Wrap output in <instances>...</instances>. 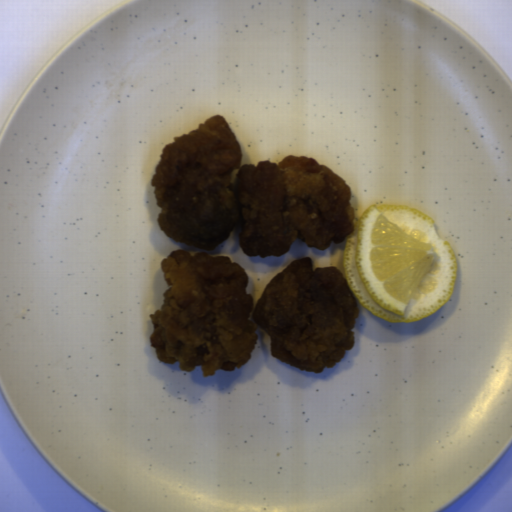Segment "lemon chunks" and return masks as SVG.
Here are the masks:
<instances>
[{"label":"lemon chunks","mask_w":512,"mask_h":512,"mask_svg":"<svg viewBox=\"0 0 512 512\" xmlns=\"http://www.w3.org/2000/svg\"><path fill=\"white\" fill-rule=\"evenodd\" d=\"M345 238L343 278L355 300L386 322L431 316L450 299L458 271L453 248L418 208L374 203Z\"/></svg>","instance_id":"lemon-chunks-1"}]
</instances>
